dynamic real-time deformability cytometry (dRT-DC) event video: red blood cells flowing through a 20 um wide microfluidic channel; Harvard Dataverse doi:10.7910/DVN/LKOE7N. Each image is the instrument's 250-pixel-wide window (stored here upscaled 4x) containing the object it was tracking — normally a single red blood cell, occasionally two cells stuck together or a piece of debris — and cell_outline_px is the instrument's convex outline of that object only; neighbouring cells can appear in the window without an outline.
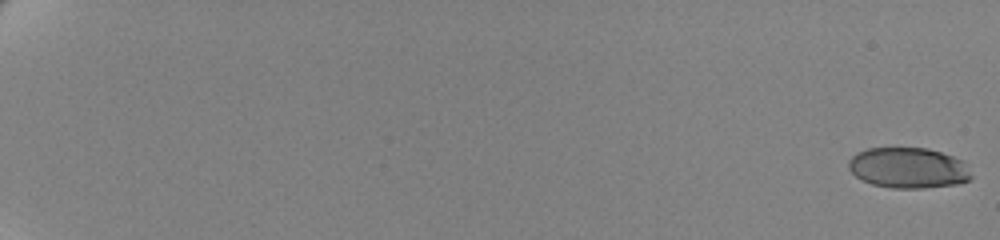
{"species": "human", "species_latin": "Homo sapiens", "temperature_condition": "cold", "stored_images_in_passage": 62, "camera_frame_rate_fps": 3000, "um_per_image_px": 0.085, "donor": {"sex": "female"}, "frame": {"image": 1, "passage_image": 1, "time_ms": 0.0, "image_size_px": [1000, 240], "cell_outline_px": [[972, 176], [968, 180], [956, 184], [924, 188], [892, 188], [872, 184], [860, 180], [848, 168], [848, 160], [856, 152], [868, 148], [928, 148], [952, 156], [960, 160]], "centroid_in_image_um": [77.14, 14.27], "position_along_channel_um": 7.9, "area_um2": 28.9}}
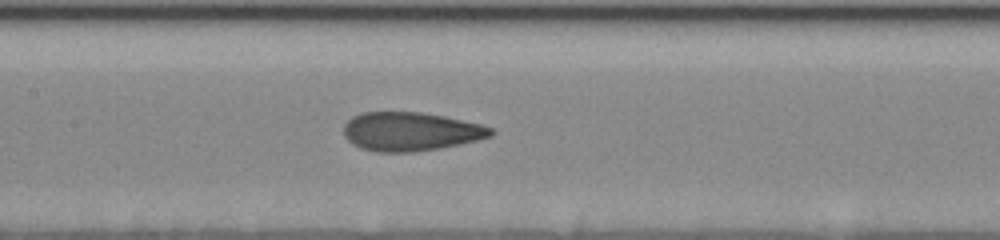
{"frame": {"image": 2, "passage_image": 35, "time_ms": 11.333, "image_size_px": [1000, 240], "cell_outline_px": [[496, 132], [492, 136], [460, 144], [440, 148], [416, 152], [376, 152], [360, 148], [352, 144], [344, 136], [344, 124], [352, 116], [364, 112], [420, 112], [444, 116], [480, 124], [492, 128]], "centroid_in_image_um": [34.89, 11.18], "position_along_channel_um": 172.5, "area_um2": 33.35}}
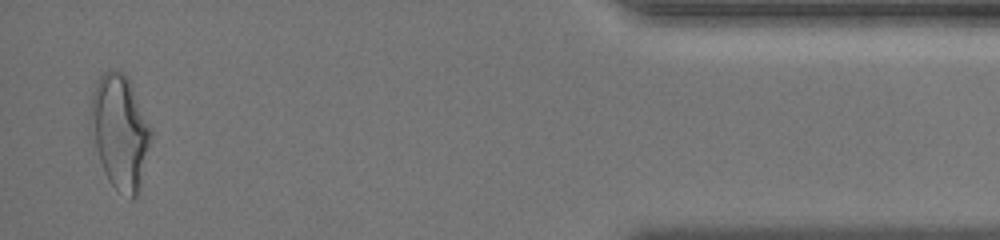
{"frame": {"image": 3, "passage_image": 61, "time_ms": 20.0, "image_size_px": [1000, 240], "cell_outline_px": [[152, 136], [136, 196], [132, 200], [116, 188], [108, 180], [100, 160], [96, 148], [92, 112], [92, 92], [100, 76], [104, 72], [124, 72], [128, 76], [152, 132]], "centroid_in_image_um": [10.23, 11.19], "position_along_channel_um": 425.0, "area_um2": 38.44}, "authors_computed_cell_mechanics": {"area_um2": 33.0038, "velocity_mm_per_s": 3.4977, "shape_relaxation_time_tau1_ms": 3.9234, "shape_relaxation_time_tau2_ms": 1.144, "deformation_change_tau1": 0.1669, "deformation_change_tau2": 0.0884}}